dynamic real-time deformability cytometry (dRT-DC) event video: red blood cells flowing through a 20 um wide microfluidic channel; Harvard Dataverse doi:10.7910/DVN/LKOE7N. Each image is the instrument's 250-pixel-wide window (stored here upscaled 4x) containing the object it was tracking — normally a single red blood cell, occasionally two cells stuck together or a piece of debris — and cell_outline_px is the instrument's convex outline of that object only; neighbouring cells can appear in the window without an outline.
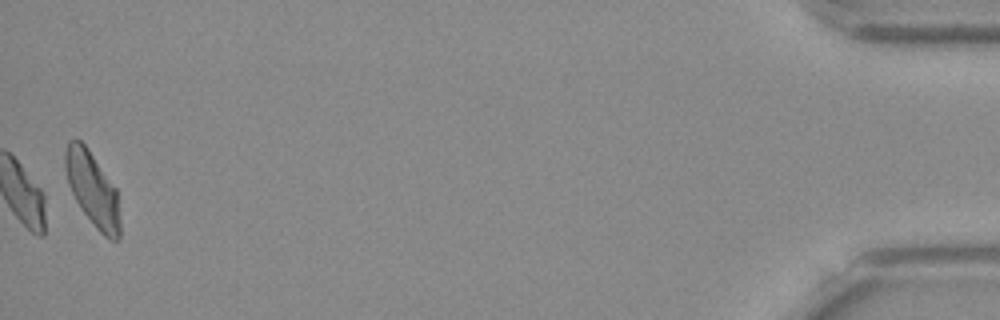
{"species": "Egyptian fruit bat (a non-hibernating species)", "species_latin": "Rousettus aegyptiacus", "temperature_condition": "warm", "stored_images_in_passage": 53, "camera_frame_rate_fps": 3000, "um_per_image_px": 0.085, "frame": {"image": 1, "passage_image": 53, "time_ms": 17.333, "image_size_px": [1000, 320], "cell_outline_px": [[120, 240], [108, 240], [96, 228], [80, 208], [68, 184], [64, 168], [64, 152], [68, 140], [76, 136], [88, 148], [116, 188], [120, 220]], "centroid_in_image_um": [7.85, 16.06], "position_along_channel_um": 427.4, "area_um2": 23.99}, "authors_computed_cell_mechanics": {"area_um2": 19.4786, "velocity_mm_per_s": 3.7529, "shape_relaxation_time_tau1_ms": 9.7189, "shape_relaxation_time_tau2_ms": 4.6856, "deformation_change_tau1": 0.1754, "deformation_change_tau2": 0.0869}}